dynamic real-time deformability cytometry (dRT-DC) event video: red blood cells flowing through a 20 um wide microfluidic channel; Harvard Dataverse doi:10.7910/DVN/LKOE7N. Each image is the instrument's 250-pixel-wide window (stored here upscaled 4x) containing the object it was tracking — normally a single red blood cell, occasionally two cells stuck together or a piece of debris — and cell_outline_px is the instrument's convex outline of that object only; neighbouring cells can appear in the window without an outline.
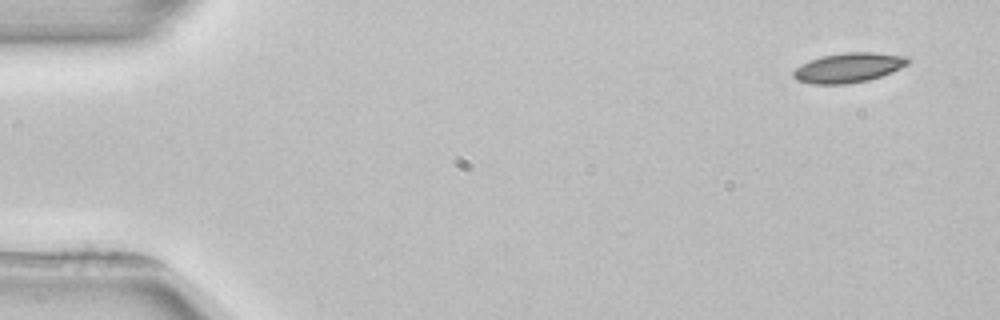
{"species": "common noctule bat (a hibernating species)", "species_latin": "Nyctalus noctula", "temperature_condition": "room temperature", "stored_images_in_passage": 4, "camera_frame_rate_fps": 3000, "um_per_image_px": 0.085, "animal": {"sex": "female", "body_mass_g": 22.7, "forearm_length_mm": 54.2}, "frame": {"image": 1, "passage_image": 1, "time_ms": 0.0, "image_size_px": [1000, 320], "cell_outline_px": [[908, 64], [892, 72], [868, 80], [848, 84], [812, 84], [796, 80], [792, 76], [792, 72], [800, 64], [820, 56], [844, 52], [872, 52], [908, 56]], "centroid_in_image_um": [72.09, 5.75], "position_along_channel_um": 12.9, "area_um2": 19.94}}
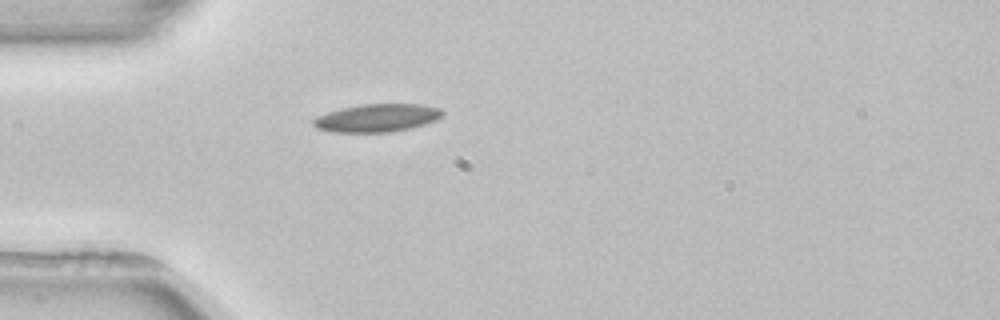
{"frame": {"image": 2, "passage_image": 4, "time_ms": 4.0, "image_size_px": [1000, 320], "cell_outline_px": [[444, 116], [436, 120], [424, 124], [392, 132], [332, 132], [316, 128], [312, 124], [312, 120], [316, 116], [340, 108], [360, 104], [420, 104], [440, 108], [444, 112]], "centroid_in_image_um": [32.03, 10.02], "position_along_channel_um": 53.0, "area_um2": 21.15}}